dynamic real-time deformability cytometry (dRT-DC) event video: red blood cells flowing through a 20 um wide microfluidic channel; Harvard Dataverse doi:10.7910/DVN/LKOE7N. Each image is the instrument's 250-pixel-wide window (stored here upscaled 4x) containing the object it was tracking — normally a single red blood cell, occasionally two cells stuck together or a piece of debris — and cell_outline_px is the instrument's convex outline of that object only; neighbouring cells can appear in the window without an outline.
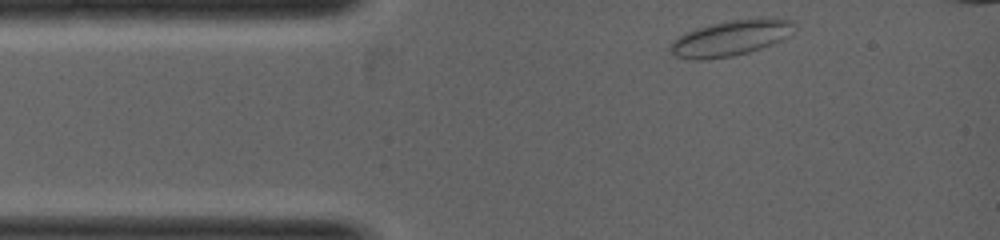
{"species": "common noctule bat (a hibernating species)", "species_latin": "Nyctalus noctula", "temperature_condition": "warm", "stored_images_in_passage": 10, "camera_frame_rate_fps": 5000, "um_per_image_px": 0.085, "animal": {"sex": "female", "body_mass_g": 19.0, "forearm_length_mm": 53.3}, "frame": {"image": 1, "passage_image": 1, "time_ms": 0.0, "image_size_px": [1000, 240], "cell_outline_px": [[796, 28], [788, 36], [772, 44], [748, 52], [732, 56], [704, 60], [688, 60], [676, 56], [668, 52], [668, 48], [672, 40], [676, 36], [684, 32], [696, 28], [728, 20], [756, 16], [776, 16], [796, 20]], "centroid_in_image_um": [62.13, 3.19], "position_along_channel_um": 22.9, "area_um2": 26.82}}
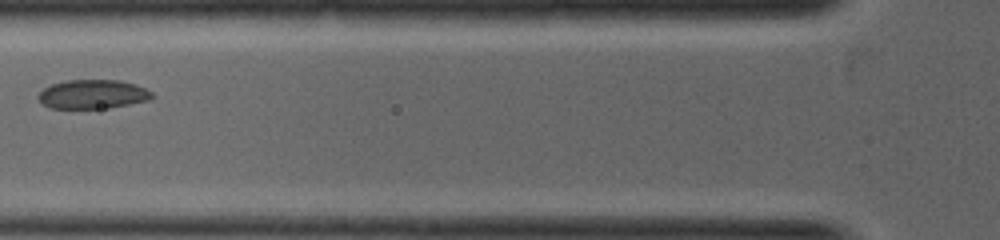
{"frame": {"image": 2, "passage_image": 6, "time_ms": 1.6, "image_size_px": [1000, 240], "cell_outline_px": [[156, 96], [148, 100], [108, 108], [48, 108], [40, 104], [36, 96], [44, 88], [52, 84], [64, 80], [120, 80], [136, 84], [152, 92]], "centroid_in_image_um": [7.85, 8.01], "position_along_channel_um": 118.0, "area_um2": 19.42}}
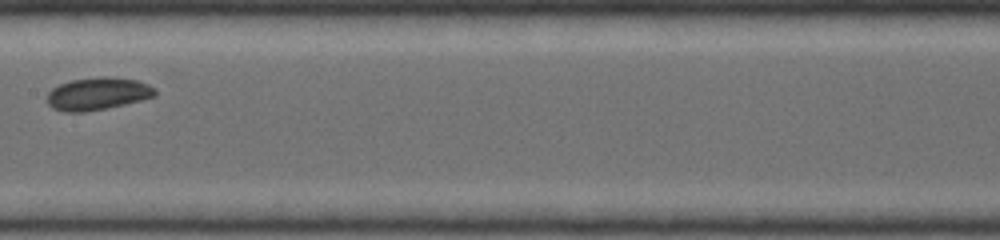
{"frame": {"image": 3, "passage_image": 9, "time_ms": 2.6, "image_size_px": [1000, 240], "cell_outline_px": [[156, 96], [108, 108], [84, 112], [64, 112], [52, 108], [48, 104], [48, 92], [52, 88], [60, 84], [72, 80], [104, 76], [108, 76], [136, 80], [148, 84], [156, 88]], "centroid_in_image_um": [8.31, 7.97], "position_along_channel_um": 199.1, "area_um2": 20.46}}